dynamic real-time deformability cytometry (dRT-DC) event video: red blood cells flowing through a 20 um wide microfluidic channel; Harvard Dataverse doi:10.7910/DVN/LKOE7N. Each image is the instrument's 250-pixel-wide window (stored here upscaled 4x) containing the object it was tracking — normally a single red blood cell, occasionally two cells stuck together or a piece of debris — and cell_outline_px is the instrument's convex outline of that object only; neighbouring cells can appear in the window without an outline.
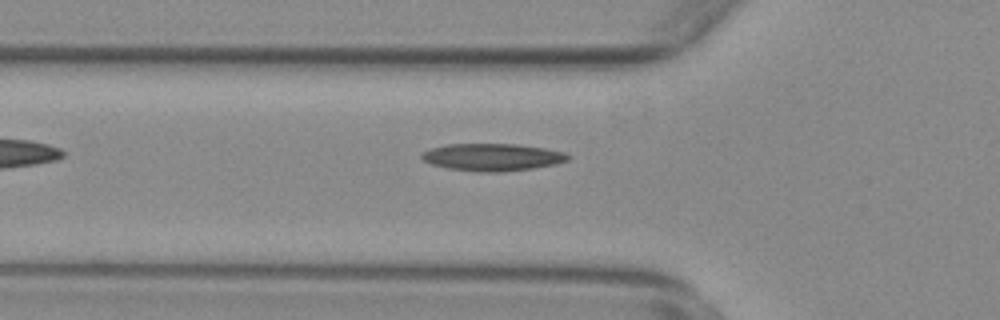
{"species": "common noctule bat (a hibernating species)", "species_latin": "Nyctalus noctula", "temperature_condition": "warm", "stored_images_in_passage": 34, "camera_frame_rate_fps": 3000, "um_per_image_px": 0.085, "animal": {"sex": "female", "body_mass_g": 29.2, "forearm_length_mm": 56.3}, "frame": {"image": 1, "passage_image": 2, "time_ms": 0.333, "image_size_px": [1000, 320], "cell_outline_px": [[572, 156], [568, 160], [556, 164], [532, 168], [500, 172], [476, 172], [448, 168], [432, 164], [424, 160], [420, 156], [420, 152], [428, 148], [448, 144], [516, 144], [544, 148], [564, 152]], "centroid_in_image_um": [41.83, 13.35], "position_along_channel_um": 84.0, "area_um2": 23.41}}
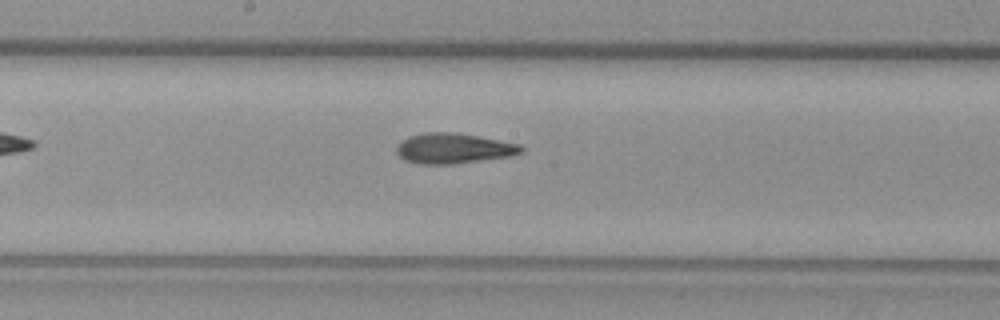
{"frame": {"image": 2, "passage_image": 12, "time_ms": 3.667, "image_size_px": [1000, 320], "cell_outline_px": [[524, 152], [512, 156], [452, 164], [420, 164], [404, 160], [396, 152], [396, 144], [400, 140], [408, 136], [424, 132], [456, 132], [520, 144], [524, 148]], "centroid_in_image_um": [38.53, 12.61], "position_along_channel_um": 209.7, "area_um2": 22.25}}
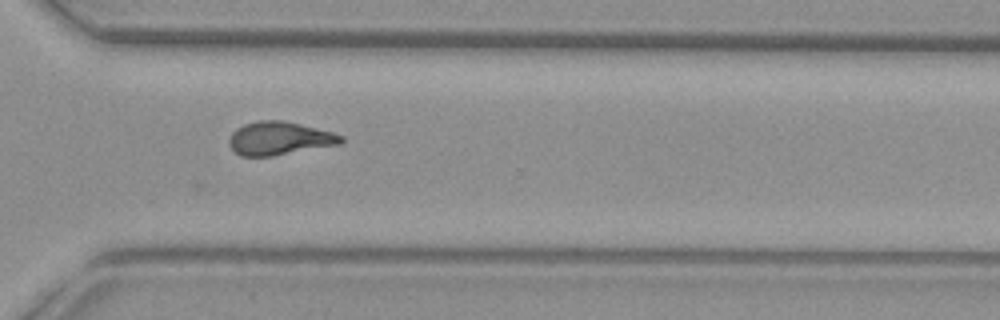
{"frame": {"image": 3, "passage_image": 23, "time_ms": 7.333, "image_size_px": [1000, 320], "cell_outline_px": [[344, 140], [340, 144], [272, 156], [240, 156], [228, 144], [228, 140], [232, 132], [236, 128], [244, 124], [260, 120], [284, 120], [332, 132], [344, 136]], "centroid_in_image_um": [23.73, 11.76], "position_along_channel_um": 346.9, "area_um2": 21.68}}